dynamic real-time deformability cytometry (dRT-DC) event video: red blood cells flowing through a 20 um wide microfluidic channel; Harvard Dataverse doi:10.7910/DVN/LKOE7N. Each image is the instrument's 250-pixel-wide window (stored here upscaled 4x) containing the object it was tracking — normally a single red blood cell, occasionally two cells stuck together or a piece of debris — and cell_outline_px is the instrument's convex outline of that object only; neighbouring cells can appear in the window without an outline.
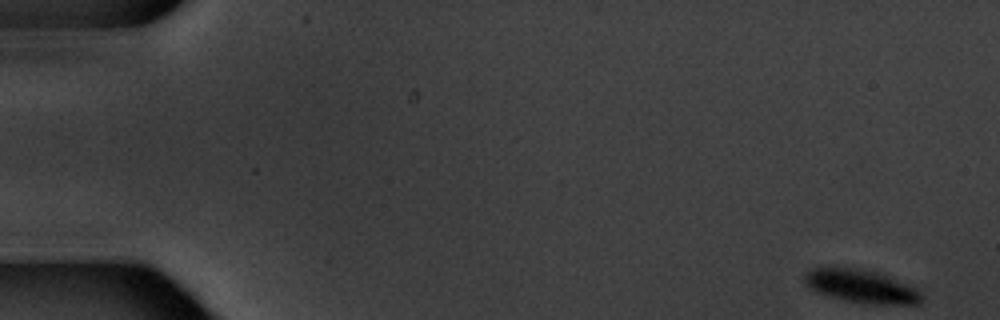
{"species": "common noctule bat (a hibernating species)", "species_latin": "Nyctalus noctula", "temperature_condition": "warm", "stored_images_in_passage": 6, "camera_frame_rate_fps": 3000, "um_per_image_px": 0.085, "animal": {"sex": "male", "body_mass_g": 20.1, "forearm_length_mm": 53.5}, "frame": {"image": 1, "passage_image": 1, "time_ms": 0.0, "image_size_px": [1000, 320], "cell_outline_px": [[924, 296], [920, 304], [864, 304], [844, 300], [828, 296], [816, 292], [808, 288], [804, 284], [804, 276], [812, 268], [856, 268], [880, 272], [916, 288]], "centroid_in_image_um": [73.22, 24.35], "position_along_channel_um": 11.8, "area_um2": 22.83}}
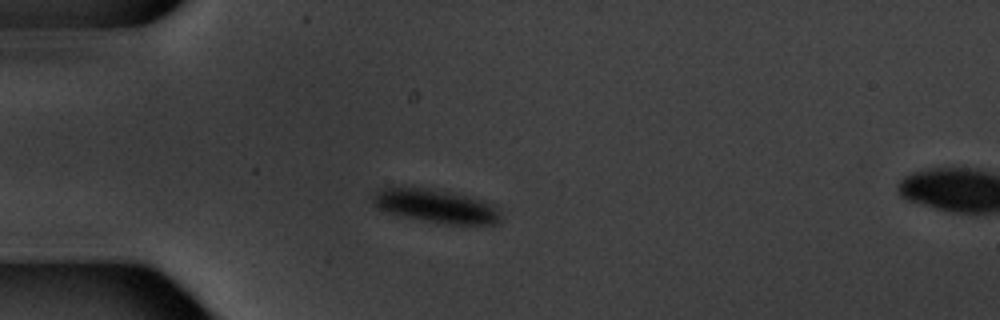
{"frame": {"image": 2, "passage_image": 5, "time_ms": 4.667, "image_size_px": [1000, 320], "cell_outline_px": [[500, 220], [496, 224], [444, 224], [404, 216], [388, 212], [376, 208], [372, 200], [372, 196], [380, 188], [392, 184], [448, 192], [488, 200], [496, 204], [500, 212]], "centroid_in_image_um": [37.04, 17.49], "position_along_channel_um": 48.0, "area_um2": 25.37}}